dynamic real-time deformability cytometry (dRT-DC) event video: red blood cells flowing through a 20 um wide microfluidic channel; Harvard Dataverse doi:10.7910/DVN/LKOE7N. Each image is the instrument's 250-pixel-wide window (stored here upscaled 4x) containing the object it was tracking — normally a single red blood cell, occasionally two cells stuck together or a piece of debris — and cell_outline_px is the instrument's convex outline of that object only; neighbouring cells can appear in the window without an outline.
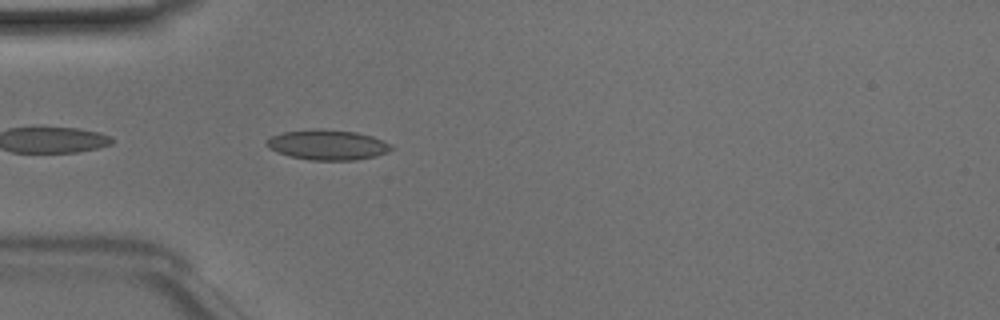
{"species": "Egyptian fruit bat (a non-hibernating species)", "species_latin": "Rousettus aegyptiacus", "temperature_condition": "room temperature", "stored_images_in_passage": 23, "camera_frame_rate_fps": 3000, "um_per_image_px": 0.085, "animal": {"sex": "male"}, "frame": {"image": 1, "passage_image": 2, "time_ms": 0.333, "image_size_px": [1000, 320], "cell_outline_px": [[396, 148], [388, 152], [376, 156], [356, 160], [312, 160], [288, 156], [276, 152], [268, 148], [264, 144], [272, 136], [284, 132], [316, 128], [356, 132], [372, 136], [384, 140], [392, 144]], "centroid_in_image_um": [27.88, 12.31], "position_along_channel_um": 57.1, "area_um2": 22.14}}
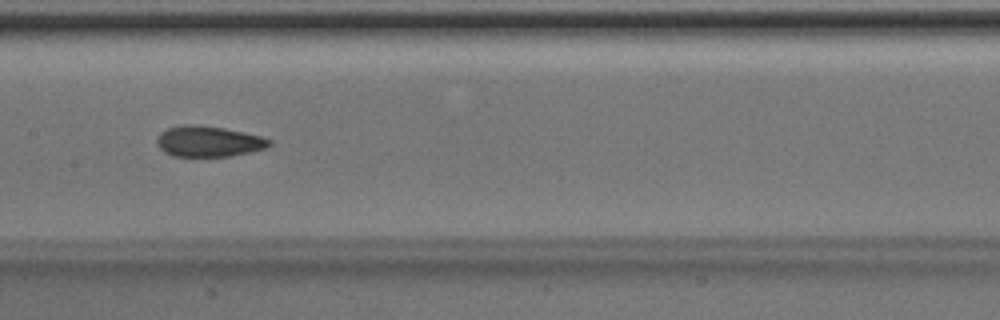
{"frame": {"image": 2, "passage_image": 12, "time_ms": 3.667, "image_size_px": [1000, 320], "cell_outline_px": [[272, 144], [268, 148], [252, 152], [228, 156], [172, 156], [164, 152], [156, 144], [156, 140], [160, 132], [168, 128], [184, 124], [196, 124], [224, 128], [260, 136], [272, 140]], "centroid_in_image_um": [17.73, 12.02], "position_along_channel_um": 189.7, "area_um2": 20.29}}
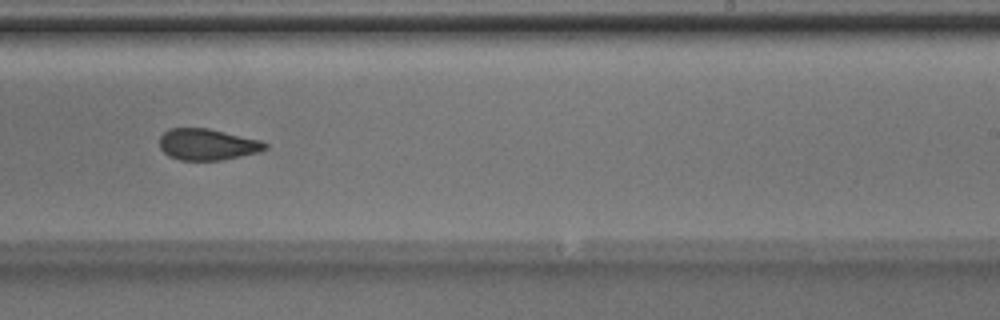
{"frame": {"image": 3, "passage_image": 18, "time_ms": 5.667, "image_size_px": [1000, 320], "cell_outline_px": [[268, 148], [260, 152], [220, 160], [180, 160], [168, 156], [160, 148], [160, 136], [168, 128], [208, 128], [260, 140], [268, 144]], "centroid_in_image_um": [17.62, 12.27], "position_along_channel_um": 271.4, "area_um2": 19.31}}